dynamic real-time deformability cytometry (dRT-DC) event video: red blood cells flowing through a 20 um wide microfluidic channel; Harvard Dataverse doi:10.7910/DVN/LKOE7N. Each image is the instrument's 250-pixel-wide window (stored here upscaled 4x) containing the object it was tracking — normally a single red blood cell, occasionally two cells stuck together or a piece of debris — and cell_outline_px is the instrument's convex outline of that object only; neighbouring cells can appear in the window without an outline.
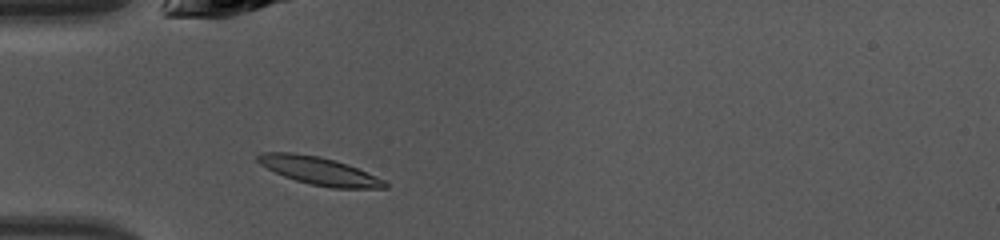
{"species": "common noctule bat (a hibernating species)", "species_latin": "Nyctalus noctula", "temperature_condition": "warm", "stored_images_in_passage": 35, "camera_frame_rate_fps": 3000, "um_per_image_px": 0.085, "animal": {"sex": "female", "body_mass_g": 10.0, "forearm_length_mm": 53.1}, "frame": {"image": 1, "passage_image": 3, "time_ms": 0.667, "image_size_px": [1000, 240], "cell_outline_px": [[388, 188], [332, 188], [312, 184], [296, 180], [284, 176], [260, 164], [256, 160], [256, 156], [260, 152], [292, 152], [320, 156], [336, 160], [348, 164], [384, 180], [388, 184]], "centroid_in_image_um": [27.12, 14.51], "position_along_channel_um": 57.9, "area_um2": 20.52}}
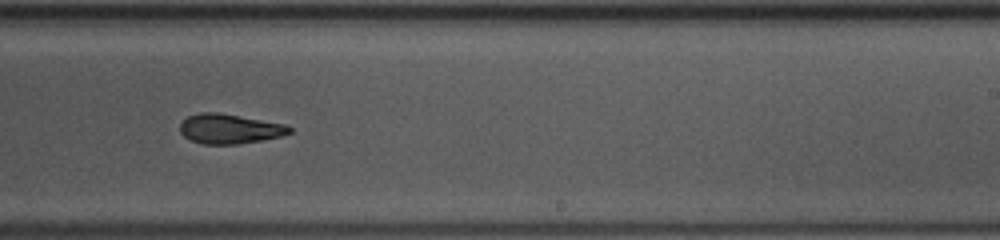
{"frame": {"image": 2, "passage_image": 18, "time_ms": 5.667, "image_size_px": [1000, 240], "cell_outline_px": [[292, 132], [280, 136], [264, 140], [236, 144], [204, 144], [192, 140], [184, 136], [180, 132], [180, 124], [188, 116], [200, 112], [220, 112], [284, 124], [292, 128]], "centroid_in_image_um": [19.51, 10.94], "position_along_channel_um": 269.5, "area_um2": 18.9}}
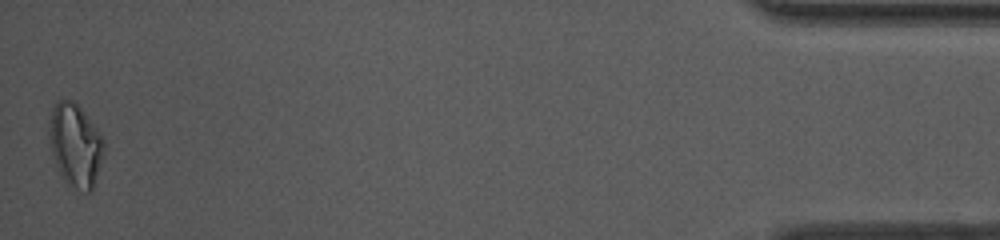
{"frame": {"image": 3, "passage_image": 35, "time_ms": 11.333, "image_size_px": [1000, 240], "cell_outline_px": [[104, 152], [92, 192], [84, 192], [68, 184], [64, 180], [56, 164], [52, 152], [48, 136], [48, 124], [52, 108], [60, 100], [72, 100], [80, 108], [96, 128], [104, 140]], "centroid_in_image_um": [6.4, 12.35], "position_along_channel_um": 428.8, "area_um2": 26.24}, "authors_computed_cell_mechanics": {"area_um2": 19.7098, "velocity_mm_per_s": 4.3081, "shape_relaxation_time_tau1_ms": 5.1871, "shape_relaxation_time_tau2_ms": 3.1466, "deformation_change_tau1": 0.1798, "deformation_change_tau2": 0.0996}}